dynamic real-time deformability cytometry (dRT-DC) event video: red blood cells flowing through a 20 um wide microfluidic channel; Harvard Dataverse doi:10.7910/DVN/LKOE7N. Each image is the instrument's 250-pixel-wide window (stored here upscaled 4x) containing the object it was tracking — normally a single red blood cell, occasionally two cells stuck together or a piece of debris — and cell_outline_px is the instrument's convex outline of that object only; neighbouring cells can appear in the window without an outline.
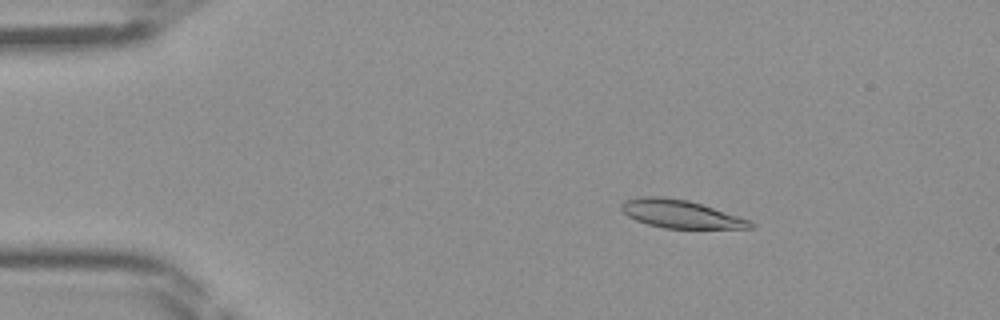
{"species": "Egyptian fruit bat (a non-hibernating species)", "species_latin": "Rousettus aegyptiacus", "temperature_condition": "room temperature", "stored_images_in_passage": 46, "camera_frame_rate_fps": 3000, "um_per_image_px": 0.085, "frame": {"image": 1, "passage_image": 8, "time_ms": 2.333, "image_size_px": [1000, 320], "cell_outline_px": [[756, 224], [752, 228], [664, 228], [648, 224], [636, 220], [628, 216], [620, 208], [620, 204], [624, 200], [644, 196], [660, 196], [688, 200], [748, 220]], "centroid_in_image_um": [57.78, 18.18], "position_along_channel_um": 27.2, "area_um2": 20.69}}
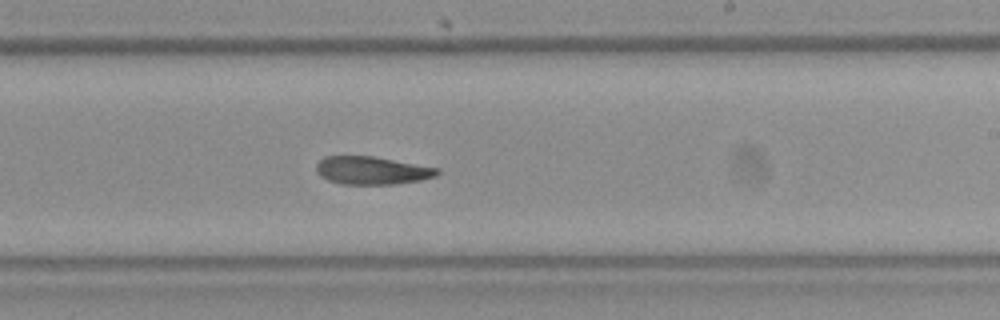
{"frame": {"image": 2, "passage_image": 28, "time_ms": 9.0, "image_size_px": [1000, 320], "cell_outline_px": [[440, 172], [436, 176], [420, 180], [396, 184], [340, 184], [328, 180], [320, 176], [316, 172], [316, 164], [324, 156], [376, 156], [440, 168]], "centroid_in_image_um": [31.62, 14.48], "position_along_channel_um": 257.4, "area_um2": 19.94}}
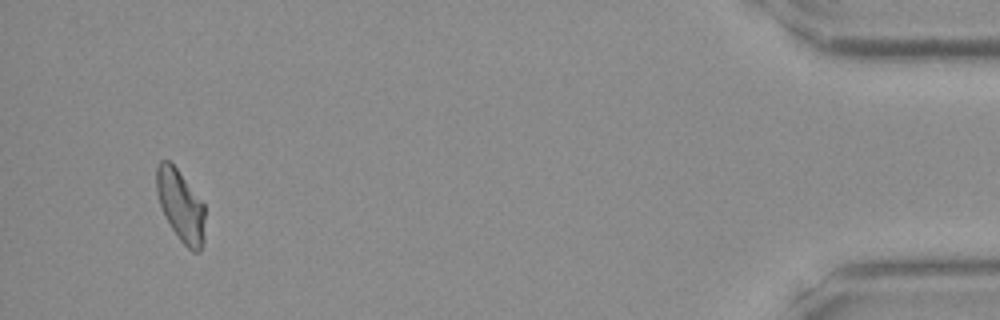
{"frame": {"image": 3, "passage_image": 44, "time_ms": 14.333, "image_size_px": [1000, 320], "cell_outline_px": [[204, 240], [200, 252], [192, 252], [180, 240], [172, 228], [160, 204], [156, 192], [156, 168], [160, 160], [168, 160], [176, 168], [204, 204]], "centroid_in_image_um": [15.36, 17.49], "position_along_channel_um": 419.8, "area_um2": 19.88}}